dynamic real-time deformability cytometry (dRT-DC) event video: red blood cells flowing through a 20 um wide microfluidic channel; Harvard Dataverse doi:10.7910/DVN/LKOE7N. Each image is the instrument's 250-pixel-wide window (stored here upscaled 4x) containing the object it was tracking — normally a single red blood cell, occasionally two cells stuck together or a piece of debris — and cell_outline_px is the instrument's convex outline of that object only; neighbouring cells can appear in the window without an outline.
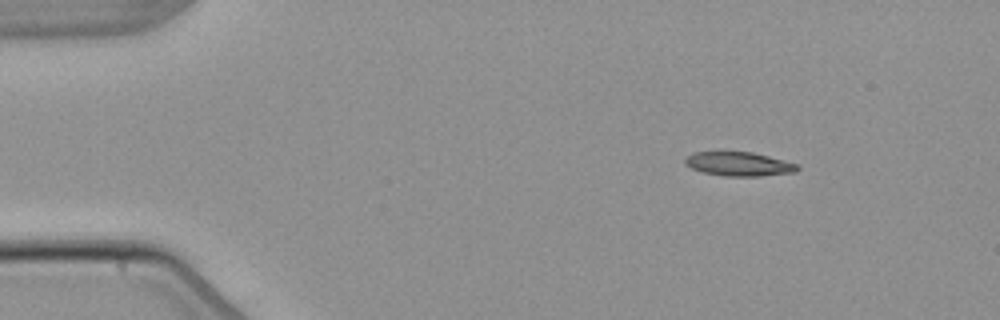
{"species": "common noctule bat (a hibernating species)", "species_latin": "Nyctalus noctula", "temperature_condition": "warm", "stored_images_in_passage": 5, "camera_frame_rate_fps": 3000, "um_per_image_px": 0.085, "animal": {"sex": "male", "body_mass_g": 21.5, "forearm_length_mm": 52.0}, "frame": {"image": 1, "passage_image": 1, "time_ms": 0.0, "image_size_px": [1000, 320], "cell_outline_px": [[800, 168], [796, 172], [760, 176], [724, 176], [704, 172], [692, 168], [684, 164], [684, 160], [692, 152], [716, 148], [720, 148], [752, 152], [768, 156], [796, 164]], "centroid_in_image_um": [62.7, 13.88], "position_along_channel_um": 22.3, "area_um2": 16.47}}
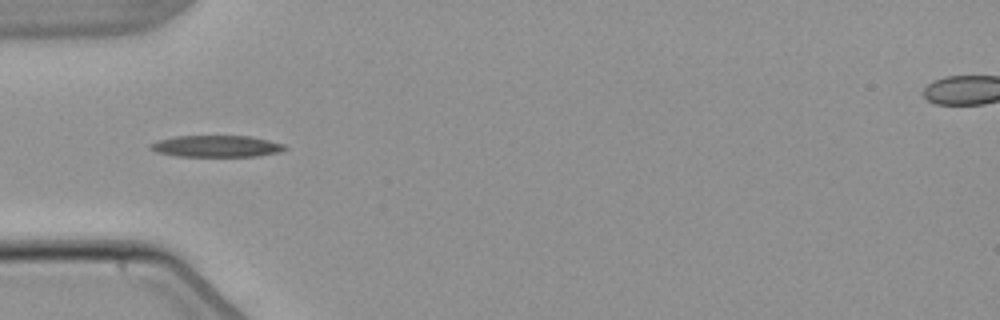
{"frame": {"image": 2, "passage_image": 3, "time_ms": 3.333, "image_size_px": [1000, 320], "cell_outline_px": [[288, 148], [280, 152], [260, 156], [176, 156], [156, 152], [148, 148], [156, 140], [176, 136], [248, 136], [268, 140], [284, 144]], "centroid_in_image_um": [18.4, 12.43], "position_along_channel_um": 66.6, "area_um2": 16.94}}
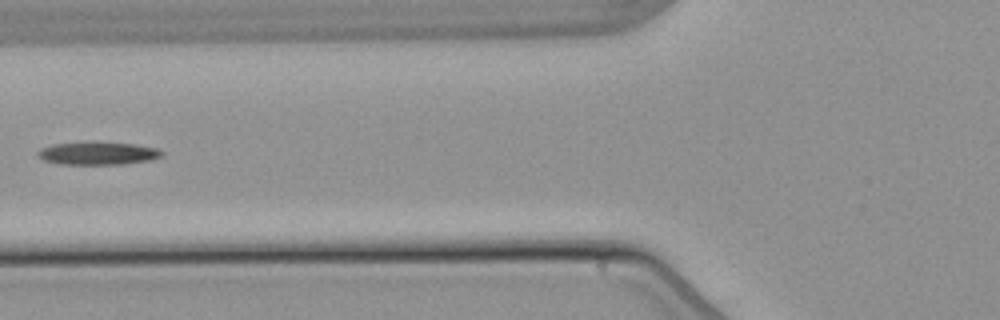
{"frame": {"image": 3, "passage_image": 4, "time_ms": 4.667, "image_size_px": [1000, 320], "cell_outline_px": [[164, 156], [152, 160], [124, 164], [60, 164], [44, 160], [36, 152], [40, 148], [52, 144], [100, 140], [136, 144], [156, 148], [164, 152]], "centroid_in_image_um": [8.36, 13.0], "position_along_channel_um": 117.4, "area_um2": 17.11}}